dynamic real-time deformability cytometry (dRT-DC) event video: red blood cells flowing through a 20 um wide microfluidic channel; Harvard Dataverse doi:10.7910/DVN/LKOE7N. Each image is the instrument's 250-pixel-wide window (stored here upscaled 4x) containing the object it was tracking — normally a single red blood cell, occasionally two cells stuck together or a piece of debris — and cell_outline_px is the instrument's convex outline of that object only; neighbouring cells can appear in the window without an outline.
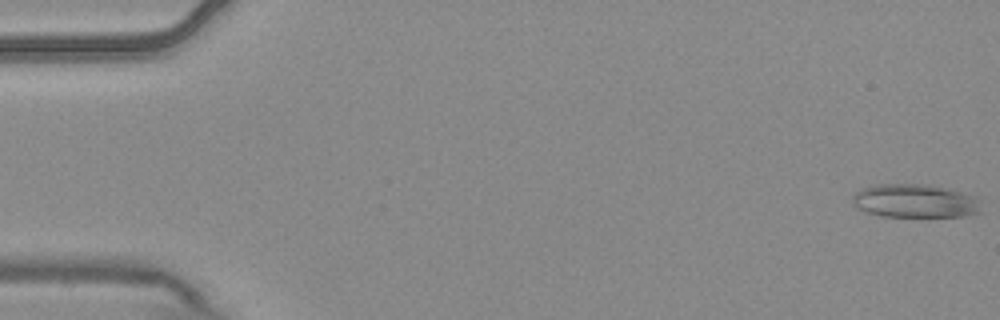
{"species": "common noctule bat (a hibernating species)", "species_latin": "Nyctalus noctula", "temperature_condition": "warm", "stored_images_in_passage": 5, "camera_frame_rate_fps": 3000, "um_per_image_px": 0.085, "animal": {"sex": "male", "body_mass_g": 20.4}, "frame": {"image": 1, "passage_image": 1, "time_ms": 0.0, "image_size_px": [1000, 320], "cell_outline_px": [[980, 212], [964, 216], [880, 216], [856, 208], [852, 204], [852, 196], [860, 188], [876, 184], [924, 184], [944, 188], [960, 192], [972, 196], [976, 200]], "centroid_in_image_um": [77.66, 17.08], "position_along_channel_um": 7.3, "area_um2": 24.8}}
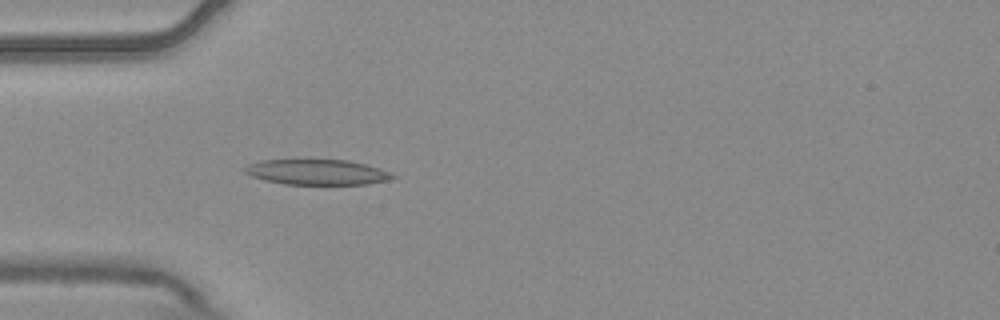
{"frame": {"image": 2, "passage_image": 5, "time_ms": 1.333, "image_size_px": [1000, 320], "cell_outline_px": [[396, 176], [388, 180], [368, 184], [284, 184], [264, 180], [252, 176], [244, 172], [244, 168], [248, 164], [260, 160], [348, 160], [380, 168]], "centroid_in_image_um": [26.92, 14.63], "position_along_channel_um": 58.1, "area_um2": 21.68}}